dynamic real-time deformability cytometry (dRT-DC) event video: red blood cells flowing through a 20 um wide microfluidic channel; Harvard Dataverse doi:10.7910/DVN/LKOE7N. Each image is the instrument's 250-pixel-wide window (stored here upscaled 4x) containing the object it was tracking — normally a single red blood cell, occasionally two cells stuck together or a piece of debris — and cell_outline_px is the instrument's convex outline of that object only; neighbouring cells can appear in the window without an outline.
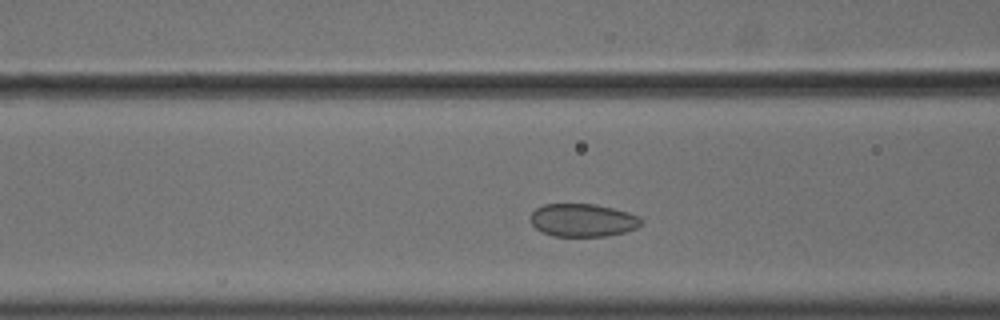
{"species": "common noctule bat (a hibernating species)", "species_latin": "Nyctalus noctula", "temperature_condition": "cold", "stored_images_in_passage": 37, "camera_frame_rate_fps": 3000, "um_per_image_px": 0.085, "animal": {"sex": "male", "body_mass_g": 18.8}, "frame": {"image": 1, "passage_image": 11, "time_ms": 3.333, "image_size_px": [1000, 320], "cell_outline_px": [[640, 224], [636, 228], [624, 232], [604, 236], [552, 236], [536, 228], [528, 220], [532, 212], [536, 208], [544, 204], [596, 204], [628, 212], [640, 216]], "centroid_in_image_um": [49.5, 18.71], "position_along_channel_um": 117.1, "area_um2": 21.21}}
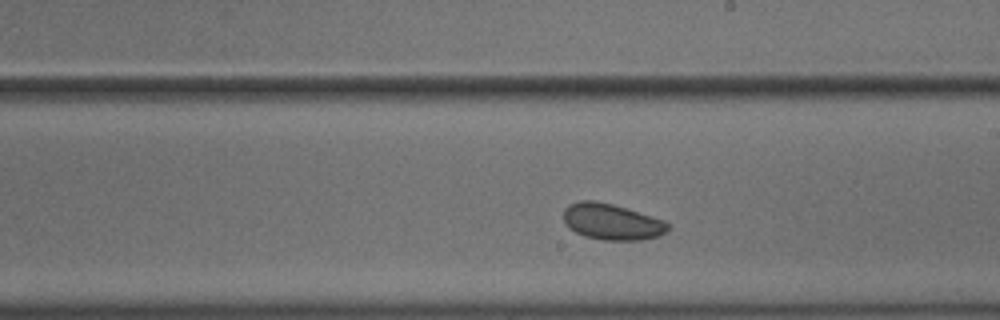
{"frame": {"image": 2, "passage_image": 21, "time_ms": 6.667, "image_size_px": [1000, 320], "cell_outline_px": [[672, 224], [664, 232], [656, 236], [640, 240], [600, 240], [584, 236], [568, 228], [564, 224], [564, 208], [568, 204], [580, 200], [592, 200], [612, 204], [664, 220]], "centroid_in_image_um": [51.95, 18.85], "position_along_channel_um": 237.0, "area_um2": 21.96}}
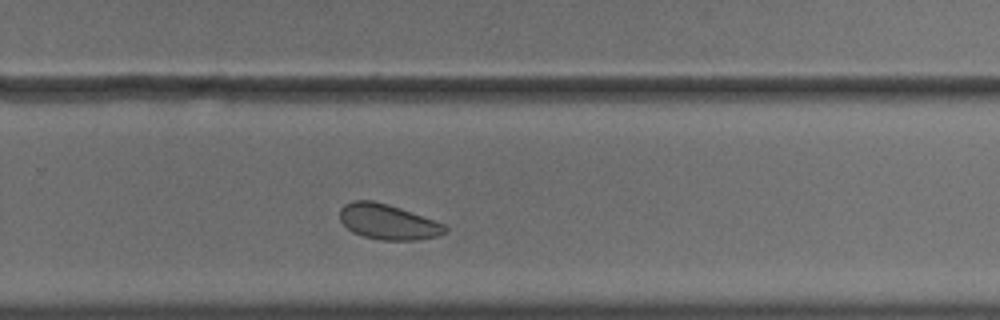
{"frame": {"image": 3, "passage_image": 26, "time_ms": 8.333, "image_size_px": [1000, 320], "cell_outline_px": [[448, 228], [440, 236], [416, 240], [380, 240], [364, 236], [352, 232], [340, 220], [340, 208], [344, 204], [352, 200], [372, 200], [388, 204], [400, 208], [444, 224]], "centroid_in_image_um": [32.95, 18.85], "position_along_channel_um": 296.8, "area_um2": 21.56}}